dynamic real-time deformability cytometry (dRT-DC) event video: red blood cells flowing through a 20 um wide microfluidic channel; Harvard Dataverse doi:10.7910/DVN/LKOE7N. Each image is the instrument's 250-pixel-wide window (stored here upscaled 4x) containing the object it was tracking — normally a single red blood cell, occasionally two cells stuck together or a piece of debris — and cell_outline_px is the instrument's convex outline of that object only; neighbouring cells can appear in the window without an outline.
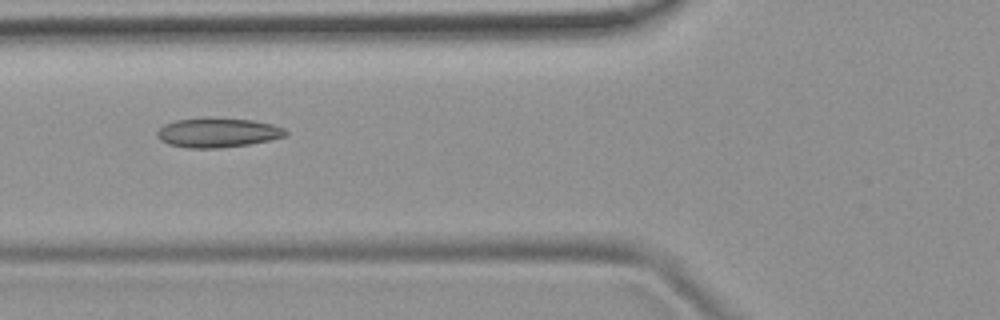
{"species": "common noctule bat (a hibernating species)", "species_latin": "Nyctalus noctula", "temperature_condition": "room temperature", "stored_images_in_passage": 9, "camera_frame_rate_fps": 3000, "um_per_image_px": 0.085, "animal": {"sex": "female", "body_mass_g": 19.9}, "frame": {"image": 1, "passage_image": 7, "time_ms": 7.0, "image_size_px": [1000, 320], "cell_outline_px": [[288, 136], [248, 144], [220, 148], [184, 148], [168, 144], [160, 140], [156, 136], [156, 132], [164, 124], [176, 120], [212, 116], [252, 120], [272, 124], [284, 128], [288, 132]], "centroid_in_image_um": [18.48, 11.26], "position_along_channel_um": 107.3, "area_um2": 22.48}}
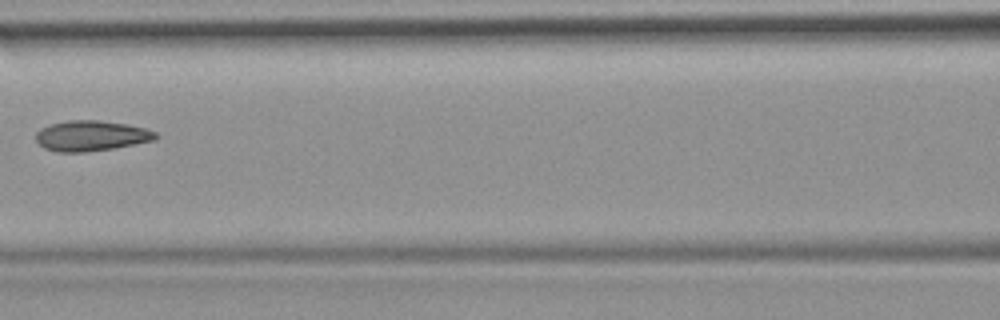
{"frame": {"image": 2, "passage_image": 8, "time_ms": 8.333, "image_size_px": [1000, 320], "cell_outline_px": [[160, 136], [156, 140], [112, 148], [84, 152], [56, 152], [44, 148], [36, 140], [36, 132], [40, 128], [48, 124], [68, 120], [100, 120], [128, 124], [148, 128], [156, 132]], "centroid_in_image_um": [7.77, 11.53], "position_along_channel_um": 158.8, "area_um2": 21.5}}